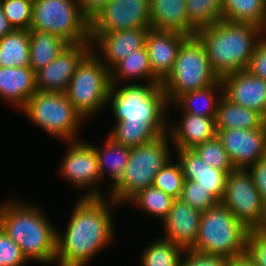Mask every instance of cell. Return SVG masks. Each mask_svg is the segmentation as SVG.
Listing matches in <instances>:
<instances>
[{
  "instance_id": "obj_1",
  "label": "cell",
  "mask_w": 266,
  "mask_h": 266,
  "mask_svg": "<svg viewBox=\"0 0 266 266\" xmlns=\"http://www.w3.org/2000/svg\"><path fill=\"white\" fill-rule=\"evenodd\" d=\"M75 203L66 230L62 234L57 230L55 264L59 266H86L114 242L111 213L120 205L110 197H77Z\"/></svg>"
},
{
  "instance_id": "obj_2",
  "label": "cell",
  "mask_w": 266,
  "mask_h": 266,
  "mask_svg": "<svg viewBox=\"0 0 266 266\" xmlns=\"http://www.w3.org/2000/svg\"><path fill=\"white\" fill-rule=\"evenodd\" d=\"M10 199L0 205V227L20 247L30 263H55L57 229L36 204ZM52 263V264H51Z\"/></svg>"
},
{
  "instance_id": "obj_3",
  "label": "cell",
  "mask_w": 266,
  "mask_h": 266,
  "mask_svg": "<svg viewBox=\"0 0 266 266\" xmlns=\"http://www.w3.org/2000/svg\"><path fill=\"white\" fill-rule=\"evenodd\" d=\"M266 32L250 23L220 20L196 31L213 71L222 77L248 68L257 43Z\"/></svg>"
},
{
  "instance_id": "obj_4",
  "label": "cell",
  "mask_w": 266,
  "mask_h": 266,
  "mask_svg": "<svg viewBox=\"0 0 266 266\" xmlns=\"http://www.w3.org/2000/svg\"><path fill=\"white\" fill-rule=\"evenodd\" d=\"M109 104L116 121L135 126H168L169 107L161 84H111Z\"/></svg>"
},
{
  "instance_id": "obj_5",
  "label": "cell",
  "mask_w": 266,
  "mask_h": 266,
  "mask_svg": "<svg viewBox=\"0 0 266 266\" xmlns=\"http://www.w3.org/2000/svg\"><path fill=\"white\" fill-rule=\"evenodd\" d=\"M249 231L230 210L218 203L202 212L198 236L190 250L227 259L236 257L246 253Z\"/></svg>"
},
{
  "instance_id": "obj_6",
  "label": "cell",
  "mask_w": 266,
  "mask_h": 266,
  "mask_svg": "<svg viewBox=\"0 0 266 266\" xmlns=\"http://www.w3.org/2000/svg\"><path fill=\"white\" fill-rule=\"evenodd\" d=\"M169 133L155 140L132 147L121 180L109 191L118 205L126 204L139 191L151 187L154 177L172 158Z\"/></svg>"
},
{
  "instance_id": "obj_7",
  "label": "cell",
  "mask_w": 266,
  "mask_h": 266,
  "mask_svg": "<svg viewBox=\"0 0 266 266\" xmlns=\"http://www.w3.org/2000/svg\"><path fill=\"white\" fill-rule=\"evenodd\" d=\"M20 112L36 127L65 143L78 141L81 125L86 122L65 92L37 91Z\"/></svg>"
},
{
  "instance_id": "obj_8",
  "label": "cell",
  "mask_w": 266,
  "mask_h": 266,
  "mask_svg": "<svg viewBox=\"0 0 266 266\" xmlns=\"http://www.w3.org/2000/svg\"><path fill=\"white\" fill-rule=\"evenodd\" d=\"M203 44L196 36L188 37L178 50L173 69L161 83L168 105L184 93L217 83Z\"/></svg>"
},
{
  "instance_id": "obj_9",
  "label": "cell",
  "mask_w": 266,
  "mask_h": 266,
  "mask_svg": "<svg viewBox=\"0 0 266 266\" xmlns=\"http://www.w3.org/2000/svg\"><path fill=\"white\" fill-rule=\"evenodd\" d=\"M110 88V70L91 50L77 65L65 93L86 121L107 106Z\"/></svg>"
},
{
  "instance_id": "obj_10",
  "label": "cell",
  "mask_w": 266,
  "mask_h": 266,
  "mask_svg": "<svg viewBox=\"0 0 266 266\" xmlns=\"http://www.w3.org/2000/svg\"><path fill=\"white\" fill-rule=\"evenodd\" d=\"M29 30L53 33L69 44L91 42L90 20L76 0H33Z\"/></svg>"
},
{
  "instance_id": "obj_11",
  "label": "cell",
  "mask_w": 266,
  "mask_h": 266,
  "mask_svg": "<svg viewBox=\"0 0 266 266\" xmlns=\"http://www.w3.org/2000/svg\"><path fill=\"white\" fill-rule=\"evenodd\" d=\"M59 173L73 188L87 191L82 197H105L100 187L102 177L93 144L85 140L69 141ZM92 187V188H91Z\"/></svg>"
},
{
  "instance_id": "obj_12",
  "label": "cell",
  "mask_w": 266,
  "mask_h": 266,
  "mask_svg": "<svg viewBox=\"0 0 266 266\" xmlns=\"http://www.w3.org/2000/svg\"><path fill=\"white\" fill-rule=\"evenodd\" d=\"M220 203L249 230L257 225L263 200L247 169H235L228 173L225 193Z\"/></svg>"
},
{
  "instance_id": "obj_13",
  "label": "cell",
  "mask_w": 266,
  "mask_h": 266,
  "mask_svg": "<svg viewBox=\"0 0 266 266\" xmlns=\"http://www.w3.org/2000/svg\"><path fill=\"white\" fill-rule=\"evenodd\" d=\"M150 25V0H110L90 19V37Z\"/></svg>"
},
{
  "instance_id": "obj_14",
  "label": "cell",
  "mask_w": 266,
  "mask_h": 266,
  "mask_svg": "<svg viewBox=\"0 0 266 266\" xmlns=\"http://www.w3.org/2000/svg\"><path fill=\"white\" fill-rule=\"evenodd\" d=\"M217 137L227 151L235 169H248L264 159L266 128L216 129Z\"/></svg>"
},
{
  "instance_id": "obj_15",
  "label": "cell",
  "mask_w": 266,
  "mask_h": 266,
  "mask_svg": "<svg viewBox=\"0 0 266 266\" xmlns=\"http://www.w3.org/2000/svg\"><path fill=\"white\" fill-rule=\"evenodd\" d=\"M91 50V42L67 46L52 62L35 72L37 91L66 92L77 65Z\"/></svg>"
},
{
  "instance_id": "obj_16",
  "label": "cell",
  "mask_w": 266,
  "mask_h": 266,
  "mask_svg": "<svg viewBox=\"0 0 266 266\" xmlns=\"http://www.w3.org/2000/svg\"><path fill=\"white\" fill-rule=\"evenodd\" d=\"M150 28L140 27L117 32H96L91 37L92 52L110 70L126 55L145 47Z\"/></svg>"
},
{
  "instance_id": "obj_17",
  "label": "cell",
  "mask_w": 266,
  "mask_h": 266,
  "mask_svg": "<svg viewBox=\"0 0 266 266\" xmlns=\"http://www.w3.org/2000/svg\"><path fill=\"white\" fill-rule=\"evenodd\" d=\"M223 95L231 102L259 112L266 119V81L240 70L221 78Z\"/></svg>"
},
{
  "instance_id": "obj_18",
  "label": "cell",
  "mask_w": 266,
  "mask_h": 266,
  "mask_svg": "<svg viewBox=\"0 0 266 266\" xmlns=\"http://www.w3.org/2000/svg\"><path fill=\"white\" fill-rule=\"evenodd\" d=\"M202 211L180 198L174 199L167 217L162 221L164 235L160 238L190 250L198 236Z\"/></svg>"
},
{
  "instance_id": "obj_19",
  "label": "cell",
  "mask_w": 266,
  "mask_h": 266,
  "mask_svg": "<svg viewBox=\"0 0 266 266\" xmlns=\"http://www.w3.org/2000/svg\"><path fill=\"white\" fill-rule=\"evenodd\" d=\"M188 37L179 32L149 29L145 46L152 72L161 83L171 73L178 50Z\"/></svg>"
},
{
  "instance_id": "obj_20",
  "label": "cell",
  "mask_w": 266,
  "mask_h": 266,
  "mask_svg": "<svg viewBox=\"0 0 266 266\" xmlns=\"http://www.w3.org/2000/svg\"><path fill=\"white\" fill-rule=\"evenodd\" d=\"M184 179L199 183L220 203L226 188L228 173L207 165L193 149L174 150Z\"/></svg>"
},
{
  "instance_id": "obj_21",
  "label": "cell",
  "mask_w": 266,
  "mask_h": 266,
  "mask_svg": "<svg viewBox=\"0 0 266 266\" xmlns=\"http://www.w3.org/2000/svg\"><path fill=\"white\" fill-rule=\"evenodd\" d=\"M180 122H168V133L175 150L194 149L216 137L215 117L180 114ZM170 124V125H169Z\"/></svg>"
},
{
  "instance_id": "obj_22",
  "label": "cell",
  "mask_w": 266,
  "mask_h": 266,
  "mask_svg": "<svg viewBox=\"0 0 266 266\" xmlns=\"http://www.w3.org/2000/svg\"><path fill=\"white\" fill-rule=\"evenodd\" d=\"M36 92L35 72L30 67H0V99L20 111Z\"/></svg>"
},
{
  "instance_id": "obj_23",
  "label": "cell",
  "mask_w": 266,
  "mask_h": 266,
  "mask_svg": "<svg viewBox=\"0 0 266 266\" xmlns=\"http://www.w3.org/2000/svg\"><path fill=\"white\" fill-rule=\"evenodd\" d=\"M151 29L174 31L189 37L196 29L189 23L186 0H150Z\"/></svg>"
},
{
  "instance_id": "obj_24",
  "label": "cell",
  "mask_w": 266,
  "mask_h": 266,
  "mask_svg": "<svg viewBox=\"0 0 266 266\" xmlns=\"http://www.w3.org/2000/svg\"><path fill=\"white\" fill-rule=\"evenodd\" d=\"M130 80H138L137 84L143 80L144 83L161 84L152 72L146 46L126 55L110 69L111 84H129Z\"/></svg>"
},
{
  "instance_id": "obj_25",
  "label": "cell",
  "mask_w": 266,
  "mask_h": 266,
  "mask_svg": "<svg viewBox=\"0 0 266 266\" xmlns=\"http://www.w3.org/2000/svg\"><path fill=\"white\" fill-rule=\"evenodd\" d=\"M219 93V94H218ZM223 96L221 79L213 85L202 89L184 93L168 107L181 109V113H189L198 116L216 117L218 103Z\"/></svg>"
},
{
  "instance_id": "obj_26",
  "label": "cell",
  "mask_w": 266,
  "mask_h": 266,
  "mask_svg": "<svg viewBox=\"0 0 266 266\" xmlns=\"http://www.w3.org/2000/svg\"><path fill=\"white\" fill-rule=\"evenodd\" d=\"M105 139L103 146L99 148L93 145V147L97 155L101 177L104 179L107 174L111 180L110 183L106 182L104 185L112 189L124 175L131 148L115 142L109 136Z\"/></svg>"
},
{
  "instance_id": "obj_27",
  "label": "cell",
  "mask_w": 266,
  "mask_h": 266,
  "mask_svg": "<svg viewBox=\"0 0 266 266\" xmlns=\"http://www.w3.org/2000/svg\"><path fill=\"white\" fill-rule=\"evenodd\" d=\"M215 123L216 129L266 128V119L259 112L239 106L224 95L218 103Z\"/></svg>"
},
{
  "instance_id": "obj_28",
  "label": "cell",
  "mask_w": 266,
  "mask_h": 266,
  "mask_svg": "<svg viewBox=\"0 0 266 266\" xmlns=\"http://www.w3.org/2000/svg\"><path fill=\"white\" fill-rule=\"evenodd\" d=\"M30 68L36 72L52 62L70 44L53 33L29 30Z\"/></svg>"
},
{
  "instance_id": "obj_29",
  "label": "cell",
  "mask_w": 266,
  "mask_h": 266,
  "mask_svg": "<svg viewBox=\"0 0 266 266\" xmlns=\"http://www.w3.org/2000/svg\"><path fill=\"white\" fill-rule=\"evenodd\" d=\"M222 20L250 23L266 32V0H222Z\"/></svg>"
},
{
  "instance_id": "obj_30",
  "label": "cell",
  "mask_w": 266,
  "mask_h": 266,
  "mask_svg": "<svg viewBox=\"0 0 266 266\" xmlns=\"http://www.w3.org/2000/svg\"><path fill=\"white\" fill-rule=\"evenodd\" d=\"M0 67H30L29 30H15L0 39Z\"/></svg>"
},
{
  "instance_id": "obj_31",
  "label": "cell",
  "mask_w": 266,
  "mask_h": 266,
  "mask_svg": "<svg viewBox=\"0 0 266 266\" xmlns=\"http://www.w3.org/2000/svg\"><path fill=\"white\" fill-rule=\"evenodd\" d=\"M168 133V126H135L116 121L108 136L127 147H136Z\"/></svg>"
},
{
  "instance_id": "obj_32",
  "label": "cell",
  "mask_w": 266,
  "mask_h": 266,
  "mask_svg": "<svg viewBox=\"0 0 266 266\" xmlns=\"http://www.w3.org/2000/svg\"><path fill=\"white\" fill-rule=\"evenodd\" d=\"M185 250L162 238L154 239L140 255L141 266H179Z\"/></svg>"
},
{
  "instance_id": "obj_33",
  "label": "cell",
  "mask_w": 266,
  "mask_h": 266,
  "mask_svg": "<svg viewBox=\"0 0 266 266\" xmlns=\"http://www.w3.org/2000/svg\"><path fill=\"white\" fill-rule=\"evenodd\" d=\"M174 199L171 195L151 186L139 191L127 203L136 205L135 207L148 215L163 221L167 217Z\"/></svg>"
},
{
  "instance_id": "obj_34",
  "label": "cell",
  "mask_w": 266,
  "mask_h": 266,
  "mask_svg": "<svg viewBox=\"0 0 266 266\" xmlns=\"http://www.w3.org/2000/svg\"><path fill=\"white\" fill-rule=\"evenodd\" d=\"M186 10L189 23L198 30L222 19V0H186Z\"/></svg>"
},
{
  "instance_id": "obj_35",
  "label": "cell",
  "mask_w": 266,
  "mask_h": 266,
  "mask_svg": "<svg viewBox=\"0 0 266 266\" xmlns=\"http://www.w3.org/2000/svg\"><path fill=\"white\" fill-rule=\"evenodd\" d=\"M183 183L180 163L172 157L156 174L152 186L176 199L181 195Z\"/></svg>"
},
{
  "instance_id": "obj_36",
  "label": "cell",
  "mask_w": 266,
  "mask_h": 266,
  "mask_svg": "<svg viewBox=\"0 0 266 266\" xmlns=\"http://www.w3.org/2000/svg\"><path fill=\"white\" fill-rule=\"evenodd\" d=\"M193 150L209 166L223 170L227 173L235 170L227 151L224 149L217 136L198 145Z\"/></svg>"
},
{
  "instance_id": "obj_37",
  "label": "cell",
  "mask_w": 266,
  "mask_h": 266,
  "mask_svg": "<svg viewBox=\"0 0 266 266\" xmlns=\"http://www.w3.org/2000/svg\"><path fill=\"white\" fill-rule=\"evenodd\" d=\"M0 6L13 29L29 30L32 22L33 0H0Z\"/></svg>"
},
{
  "instance_id": "obj_38",
  "label": "cell",
  "mask_w": 266,
  "mask_h": 266,
  "mask_svg": "<svg viewBox=\"0 0 266 266\" xmlns=\"http://www.w3.org/2000/svg\"><path fill=\"white\" fill-rule=\"evenodd\" d=\"M179 198L202 212L215 207L219 203L208 190L199 186L198 182L186 179H184Z\"/></svg>"
},
{
  "instance_id": "obj_39",
  "label": "cell",
  "mask_w": 266,
  "mask_h": 266,
  "mask_svg": "<svg viewBox=\"0 0 266 266\" xmlns=\"http://www.w3.org/2000/svg\"><path fill=\"white\" fill-rule=\"evenodd\" d=\"M30 264L18 244L0 227V266H26Z\"/></svg>"
},
{
  "instance_id": "obj_40",
  "label": "cell",
  "mask_w": 266,
  "mask_h": 266,
  "mask_svg": "<svg viewBox=\"0 0 266 266\" xmlns=\"http://www.w3.org/2000/svg\"><path fill=\"white\" fill-rule=\"evenodd\" d=\"M246 254L255 266H266V234L250 230L247 236Z\"/></svg>"
},
{
  "instance_id": "obj_41",
  "label": "cell",
  "mask_w": 266,
  "mask_h": 266,
  "mask_svg": "<svg viewBox=\"0 0 266 266\" xmlns=\"http://www.w3.org/2000/svg\"><path fill=\"white\" fill-rule=\"evenodd\" d=\"M228 259L221 256L205 255L185 250L179 266H227Z\"/></svg>"
},
{
  "instance_id": "obj_42",
  "label": "cell",
  "mask_w": 266,
  "mask_h": 266,
  "mask_svg": "<svg viewBox=\"0 0 266 266\" xmlns=\"http://www.w3.org/2000/svg\"><path fill=\"white\" fill-rule=\"evenodd\" d=\"M246 70L266 81V34L257 43Z\"/></svg>"
},
{
  "instance_id": "obj_43",
  "label": "cell",
  "mask_w": 266,
  "mask_h": 266,
  "mask_svg": "<svg viewBox=\"0 0 266 266\" xmlns=\"http://www.w3.org/2000/svg\"><path fill=\"white\" fill-rule=\"evenodd\" d=\"M254 181L263 203L266 202V159L258 160L247 169Z\"/></svg>"
},
{
  "instance_id": "obj_44",
  "label": "cell",
  "mask_w": 266,
  "mask_h": 266,
  "mask_svg": "<svg viewBox=\"0 0 266 266\" xmlns=\"http://www.w3.org/2000/svg\"><path fill=\"white\" fill-rule=\"evenodd\" d=\"M83 14L90 20L110 0H76Z\"/></svg>"
},
{
  "instance_id": "obj_45",
  "label": "cell",
  "mask_w": 266,
  "mask_h": 266,
  "mask_svg": "<svg viewBox=\"0 0 266 266\" xmlns=\"http://www.w3.org/2000/svg\"><path fill=\"white\" fill-rule=\"evenodd\" d=\"M227 266H255L252 259L246 254L228 258Z\"/></svg>"
},
{
  "instance_id": "obj_46",
  "label": "cell",
  "mask_w": 266,
  "mask_h": 266,
  "mask_svg": "<svg viewBox=\"0 0 266 266\" xmlns=\"http://www.w3.org/2000/svg\"><path fill=\"white\" fill-rule=\"evenodd\" d=\"M12 30L13 28L10 26L8 19L6 18L0 6V39L10 33Z\"/></svg>"
},
{
  "instance_id": "obj_47",
  "label": "cell",
  "mask_w": 266,
  "mask_h": 266,
  "mask_svg": "<svg viewBox=\"0 0 266 266\" xmlns=\"http://www.w3.org/2000/svg\"><path fill=\"white\" fill-rule=\"evenodd\" d=\"M252 230L258 233L266 234V202L263 203L261 217L257 225Z\"/></svg>"
}]
</instances>
